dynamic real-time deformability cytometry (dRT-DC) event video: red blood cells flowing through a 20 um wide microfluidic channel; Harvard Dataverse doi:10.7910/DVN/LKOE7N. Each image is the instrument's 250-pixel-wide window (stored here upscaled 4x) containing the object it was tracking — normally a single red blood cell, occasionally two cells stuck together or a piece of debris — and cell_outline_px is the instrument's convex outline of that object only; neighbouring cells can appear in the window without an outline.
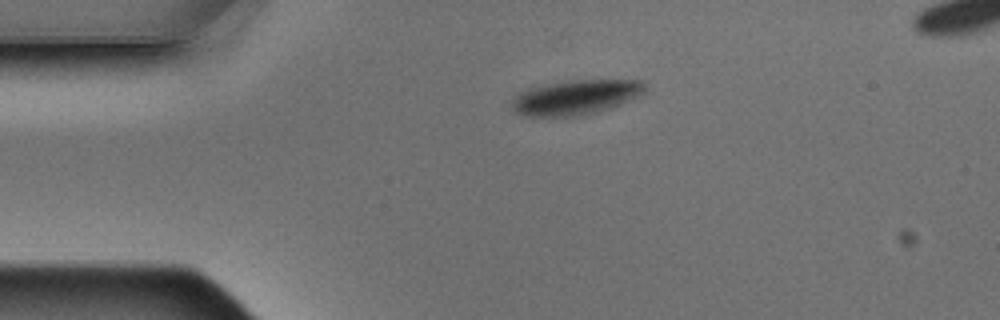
{"species": "Egyptian fruit bat (a non-hibernating species)", "species_latin": "Rousettus aegyptiacus", "temperature_condition": "warm", "stored_images_in_passage": 3, "segment_of_instrument_passage": [1, 2], "camera_frame_rate_fps": 3000, "um_per_image_px": 0.085, "animal": {"sex": "male"}, "frame": {"image": 1, "passage_image": 1, "time_ms": 0.0, "image_size_px": [1000, 320], "cell_outline_px": [[644, 92], [620, 104], [596, 112], [576, 116], [528, 116], [516, 112], [512, 108], [512, 96], [516, 92], [528, 88], [544, 84], [568, 80], [644, 80]], "centroid_in_image_um": [48.86, 8.25], "position_along_channel_um": 36.1, "area_um2": 26.88}}